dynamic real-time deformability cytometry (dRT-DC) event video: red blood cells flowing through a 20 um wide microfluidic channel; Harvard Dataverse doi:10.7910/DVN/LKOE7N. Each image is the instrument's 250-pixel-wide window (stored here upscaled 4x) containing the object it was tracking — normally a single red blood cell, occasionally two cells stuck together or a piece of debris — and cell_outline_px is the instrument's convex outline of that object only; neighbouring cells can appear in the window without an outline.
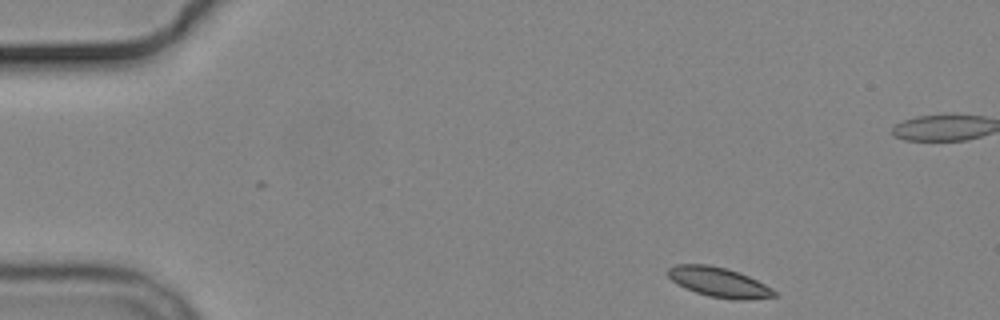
{"species": "common noctule bat (a hibernating species)", "species_latin": "Nyctalus noctula", "temperature_condition": "cold", "stored_images_in_passage": 5, "camera_frame_rate_fps": 3000, "um_per_image_px": 0.085, "animal": {"sex": "male", "body_mass_g": 19.2, "forearm_length_mm": 51.8}, "frame": {"image": 1, "passage_image": 1, "time_ms": 0.0, "image_size_px": [1000, 320], "cell_outline_px": [[780, 296], [744, 300], [708, 296], [684, 288], [672, 280], [664, 272], [668, 268], [676, 264], [708, 264], [728, 268], [740, 272], [772, 288]], "centroid_in_image_um": [61.09, 23.97], "position_along_channel_um": 23.9, "area_um2": 18.55}}
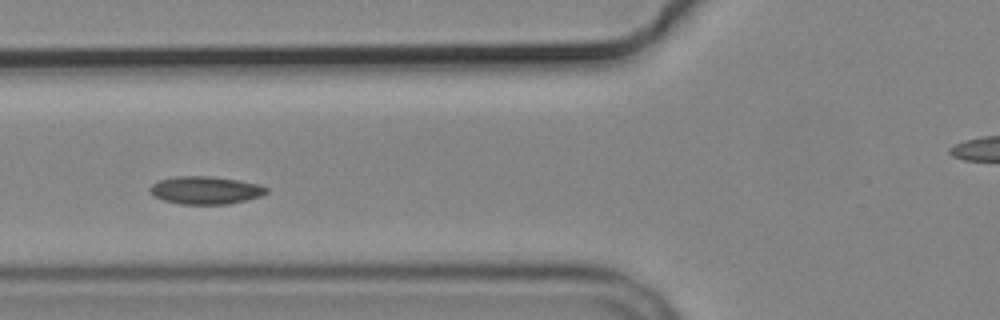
{"frame": {"image": 2, "passage_image": 5, "time_ms": 4.667, "image_size_px": [1000, 320], "cell_outline_px": [[268, 192], [260, 196], [228, 204], [180, 204], [164, 200], [152, 196], [148, 192], [148, 188], [156, 180], [176, 176], [212, 176], [240, 180], [260, 184], [268, 188]], "centroid_in_image_um": [17.42, 16.15], "position_along_channel_um": 108.4, "area_um2": 19.13}}